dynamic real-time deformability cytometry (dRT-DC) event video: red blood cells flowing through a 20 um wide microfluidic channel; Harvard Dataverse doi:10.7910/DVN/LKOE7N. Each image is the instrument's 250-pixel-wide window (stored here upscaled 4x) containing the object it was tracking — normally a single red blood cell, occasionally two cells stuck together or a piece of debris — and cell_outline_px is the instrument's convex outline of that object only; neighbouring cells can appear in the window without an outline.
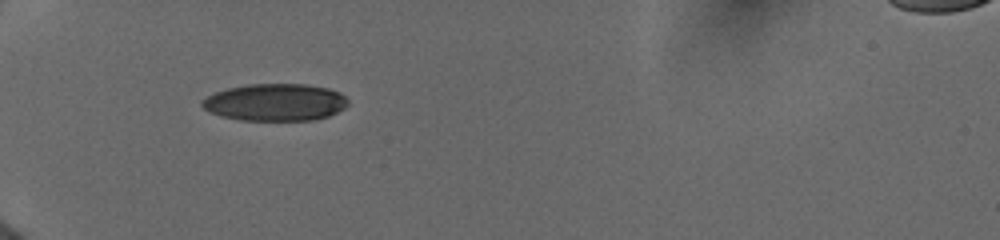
{"species": "human", "species_latin": "Homo sapiens", "temperature_condition": "cold", "stored_images_in_passage": 3, "camera_frame_rate_fps": 3000, "um_per_image_px": 0.085, "donor": {"sex": "female"}, "frame": {"image": 1, "passage_image": 1, "time_ms": 0.0, "image_size_px": [1000, 240], "cell_outline_px": [[348, 104], [344, 108], [328, 116], [316, 120], [240, 120], [220, 116], [204, 108], [200, 104], [200, 100], [216, 92], [228, 88], [248, 84], [308, 84], [328, 88], [340, 92], [348, 100]], "centroid_in_image_um": [23.4, 8.69], "position_along_channel_um": 61.6, "area_um2": 31.67}}
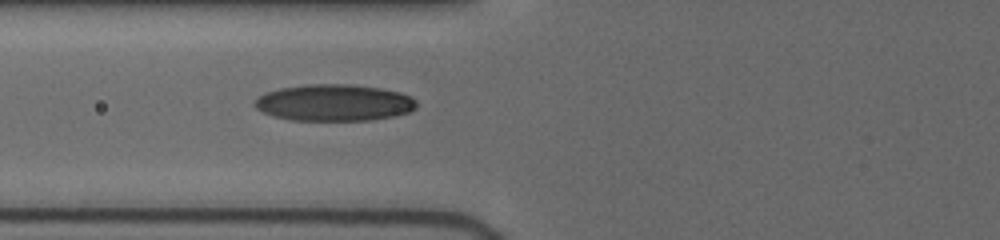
{"frame": {"image": 2, "passage_image": 3, "time_ms": 1.333, "image_size_px": [1000, 240], "cell_outline_px": [[416, 108], [408, 112], [396, 116], [368, 120], [292, 120], [272, 116], [256, 108], [256, 100], [264, 92], [280, 88], [308, 84], [352, 84], [380, 88], [400, 92], [416, 100]], "centroid_in_image_um": [28.41, 8.72], "position_along_channel_um": 97.4, "area_um2": 34.45}}